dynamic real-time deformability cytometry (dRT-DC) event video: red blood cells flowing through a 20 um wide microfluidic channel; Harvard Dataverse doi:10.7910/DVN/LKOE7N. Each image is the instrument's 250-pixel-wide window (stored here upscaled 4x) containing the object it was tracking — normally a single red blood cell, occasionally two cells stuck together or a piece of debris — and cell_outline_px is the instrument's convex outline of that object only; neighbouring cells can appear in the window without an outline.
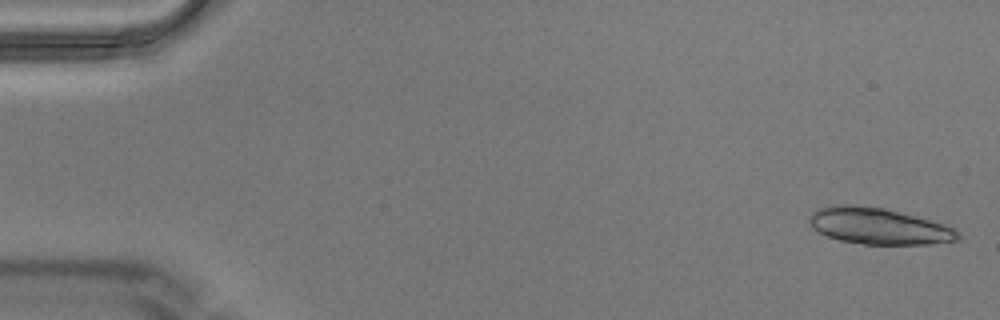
{"species": "Egyptian fruit bat (a non-hibernating species)", "species_latin": "Rousettus aegyptiacus", "temperature_condition": "warm", "stored_images_in_passage": 5, "camera_frame_rate_fps": 3000, "um_per_image_px": 0.085, "animal": {"sex": "male"}, "frame": {"image": 1, "passage_image": 1, "time_ms": 0.0, "image_size_px": [1000, 320], "cell_outline_px": [[960, 240], [928, 244], [864, 244], [840, 240], [824, 236], [812, 228], [808, 220], [808, 216], [816, 208], [828, 204], [856, 204], [884, 208], [916, 216], [944, 224], [960, 232]], "centroid_in_image_um": [74.61, 19.2], "position_along_channel_um": 10.4, "area_um2": 31.91}}